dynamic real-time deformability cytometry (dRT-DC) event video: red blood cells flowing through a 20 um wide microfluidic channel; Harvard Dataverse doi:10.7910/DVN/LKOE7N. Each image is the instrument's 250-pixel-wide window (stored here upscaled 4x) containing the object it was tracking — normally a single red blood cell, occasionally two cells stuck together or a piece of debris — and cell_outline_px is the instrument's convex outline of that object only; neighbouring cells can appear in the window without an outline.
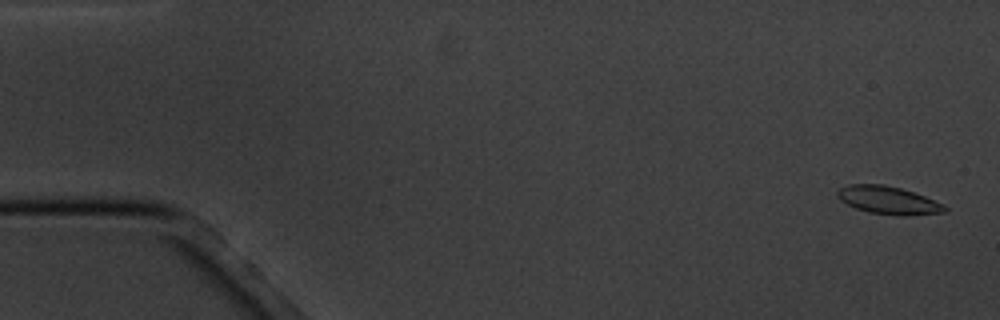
{"species": "common noctule bat (a hibernating species)", "species_latin": "Nyctalus noctula", "temperature_condition": "cold", "stored_images_in_passage": 12, "camera_frame_rate_fps": 3000, "um_per_image_px": 0.085, "animal": {"sex": "male", "body_mass_g": 20.1, "forearm_length_mm": 53.5}, "frame": {"image": 1, "passage_image": 1, "time_ms": 0.0, "image_size_px": [1000, 320], "cell_outline_px": [[948, 208], [944, 212], [904, 216], [900, 216], [868, 212], [856, 208], [840, 200], [836, 196], [836, 192], [840, 188], [848, 184], [884, 184], [900, 188], [924, 196], [944, 204]], "centroid_in_image_um": [75.48, 17.02], "position_along_channel_um": 9.5, "area_um2": 17.4}}
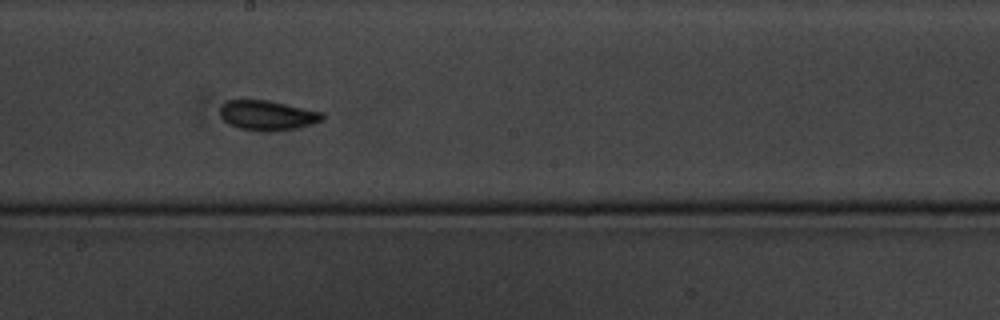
{"frame": {"image": 2, "passage_image": 9, "time_ms": 10.0, "image_size_px": [1000, 320], "cell_outline_px": [[324, 120], [300, 128], [268, 132], [264, 132], [240, 128], [228, 124], [220, 116], [220, 104], [228, 100], [268, 100], [324, 112]], "centroid_in_image_um": [22.75, 9.81], "position_along_channel_um": 225.5, "area_um2": 18.09}}
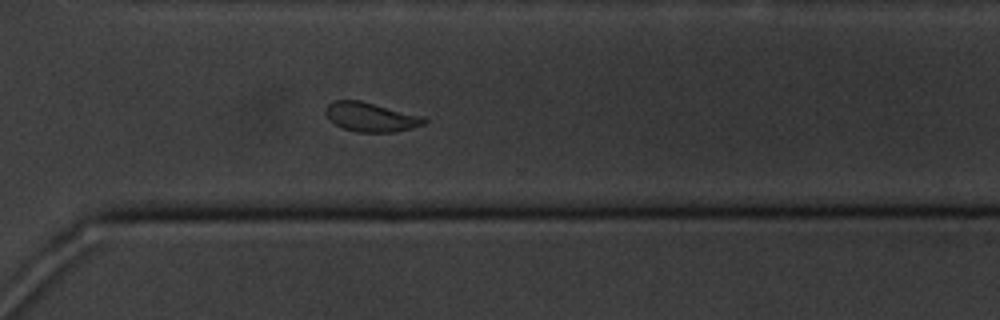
{"frame": {"image": 3, "passage_image": 12, "time_ms": 13.333, "image_size_px": [1000, 320], "cell_outline_px": [[428, 120], [424, 124], [412, 128], [392, 132], [356, 132], [344, 128], [336, 124], [328, 116], [328, 104], [332, 100], [360, 100], [424, 116]], "centroid_in_image_um": [31.59, 9.94], "position_along_channel_um": 339.0, "area_um2": 16.53}}